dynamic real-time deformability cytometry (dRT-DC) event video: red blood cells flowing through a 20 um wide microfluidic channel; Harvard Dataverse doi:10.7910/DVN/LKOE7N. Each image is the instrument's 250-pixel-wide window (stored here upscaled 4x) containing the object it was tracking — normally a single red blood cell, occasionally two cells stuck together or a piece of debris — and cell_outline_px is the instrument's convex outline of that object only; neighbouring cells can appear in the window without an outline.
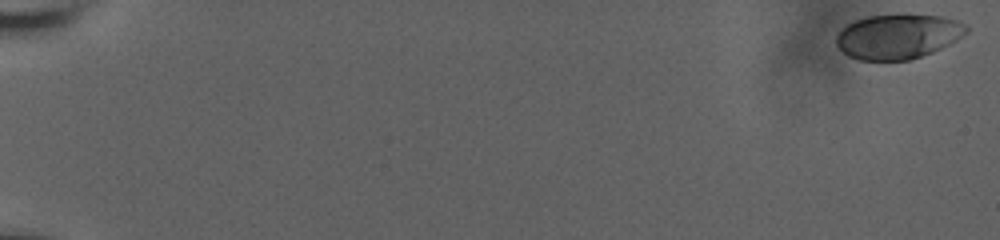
{"species": "human", "species_latin": "Homo sapiens", "temperature_condition": "room temperature", "stored_images_in_passage": 32, "camera_frame_rate_fps": 3000, "um_per_image_px": 0.085, "donor": {"sex": "male"}, "frame": {"image": 1, "passage_image": 1, "time_ms": 0.0, "image_size_px": [1000, 240], "cell_outline_px": [[968, 32], [956, 40], [932, 52], [908, 60], [860, 60], [848, 56], [836, 44], [836, 36], [848, 24], [856, 20], [868, 16], [944, 16], [956, 20], [964, 24], [968, 28]], "centroid_in_image_um": [76.33, 3.12], "position_along_channel_um": 8.7, "area_um2": 33.18}}
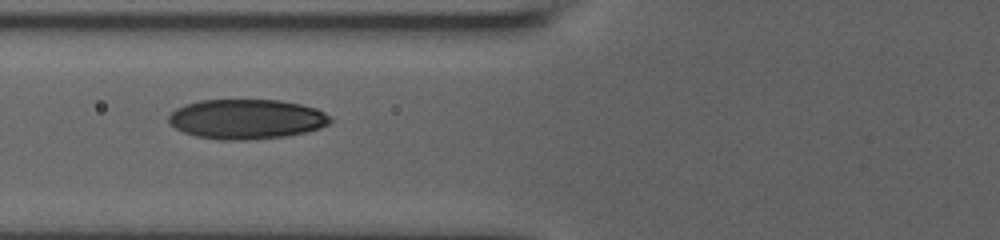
{"frame": {"image": 2, "passage_image": 22, "time_ms": 8.667, "image_size_px": [1000, 240], "cell_outline_px": [[332, 120], [328, 124], [320, 128], [304, 132], [284, 136], [248, 140], [220, 140], [196, 136], [184, 132], [176, 128], [168, 120], [168, 116], [176, 108], [184, 104], [200, 100], [280, 100], [300, 104], [316, 108], [324, 112]], "centroid_in_image_um": [20.94, 10.12], "position_along_channel_um": 104.9, "area_um2": 37.4}}
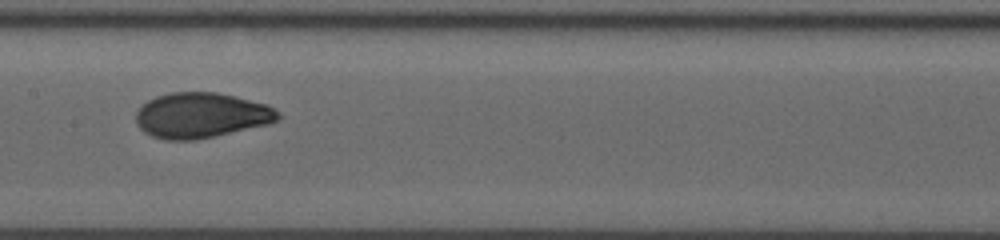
{"frame": {"image": 3, "passage_image": 31, "time_ms": 11.0, "image_size_px": [1000, 240], "cell_outline_px": [[280, 116], [276, 120], [268, 124], [196, 140], [164, 140], [152, 136], [144, 132], [136, 124], [136, 112], [148, 100], [156, 96], [172, 92], [216, 92], [236, 96], [268, 104], [280, 112]], "centroid_in_image_um": [17.1, 9.8], "position_along_channel_um": 190.3, "area_um2": 37.57}}